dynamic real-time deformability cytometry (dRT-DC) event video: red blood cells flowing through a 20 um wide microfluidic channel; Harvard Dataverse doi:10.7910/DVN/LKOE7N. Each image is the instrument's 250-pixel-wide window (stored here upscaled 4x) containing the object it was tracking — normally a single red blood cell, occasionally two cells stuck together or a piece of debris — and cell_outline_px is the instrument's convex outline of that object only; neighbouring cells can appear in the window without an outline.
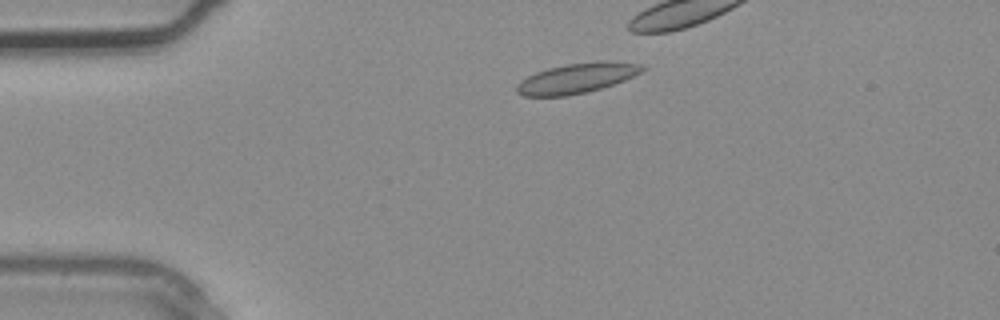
{"species": "common noctule bat (a hibernating species)", "species_latin": "Nyctalus noctula", "temperature_condition": "warm", "stored_images_in_passage": 3, "camera_frame_rate_fps": 3000, "um_per_image_px": 0.085, "animal": {"sex": "male", "body_mass_g": 20.4}, "frame": {"image": 1, "passage_image": 1, "time_ms": 0.0, "image_size_px": [1000, 320], "cell_outline_px": [[648, 68], [624, 80], [600, 88], [584, 92], [564, 96], [524, 96], [516, 92], [516, 88], [520, 80], [536, 72], [548, 68], [568, 64], [596, 60], [604, 60], [640, 64]], "centroid_in_image_um": [49.02, 6.63], "position_along_channel_um": 36.0, "area_um2": 21.79}}
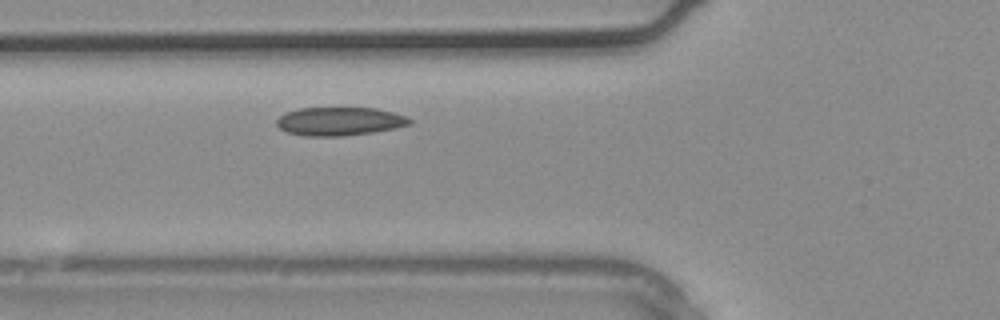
{"frame": {"image": 2, "passage_image": 3, "time_ms": 0.667, "image_size_px": [1000, 320], "cell_outline_px": [[412, 124], [396, 128], [372, 132], [344, 136], [304, 136], [288, 132], [280, 128], [276, 124], [276, 120], [280, 116], [288, 112], [300, 108], [376, 108], [408, 116], [412, 120]], "centroid_in_image_um": [28.9, 10.31], "position_along_channel_um": 96.9, "area_um2": 22.02}}